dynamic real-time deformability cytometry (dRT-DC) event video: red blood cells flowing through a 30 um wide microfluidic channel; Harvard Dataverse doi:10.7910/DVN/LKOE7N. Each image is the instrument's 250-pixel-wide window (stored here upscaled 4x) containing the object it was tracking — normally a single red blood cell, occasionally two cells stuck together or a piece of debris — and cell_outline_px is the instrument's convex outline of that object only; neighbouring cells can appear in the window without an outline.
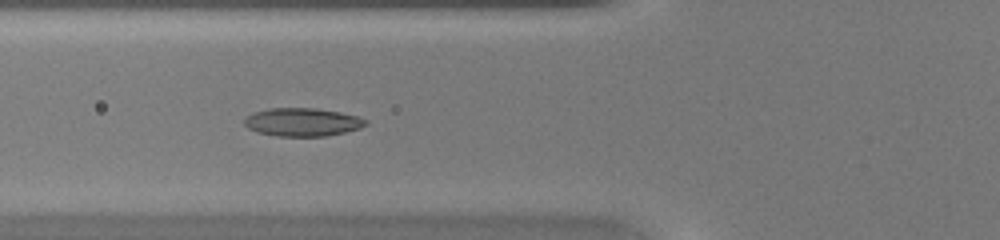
{"species": "common noctule bat (a hibernating species)", "species_latin": "Nyctalus noctula", "temperature_condition": "warm", "stored_images_in_passage": 44, "camera_frame_rate_fps": 3000, "um_per_image_px": 0.085, "animal": {"sex": "female", "body_mass_g": 20.0, "forearm_length_mm": 54.0}, "frame": {"image": 1, "passage_image": 17, "time_ms": 5.333, "image_size_px": [1000, 240], "cell_outline_px": [[368, 124], [360, 128], [328, 136], [276, 136], [256, 132], [248, 128], [244, 124], [244, 120], [248, 116], [256, 112], [268, 108], [316, 108], [340, 112], [356, 116], [368, 120]], "centroid_in_image_um": [25.72, 10.38], "position_along_channel_um": 100.1, "area_um2": 19.94}}
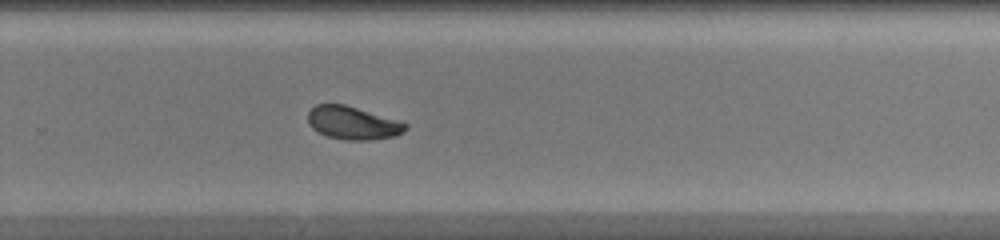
{"frame": {"image": 2, "passage_image": 30, "time_ms": 9.667, "image_size_px": [1000, 240], "cell_outline_px": [[408, 128], [396, 136], [372, 140], [348, 140], [328, 136], [312, 128], [308, 124], [308, 112], [316, 104], [344, 104], [400, 120], [408, 124]], "centroid_in_image_um": [30.02, 10.45], "position_along_channel_um": 299.8, "area_um2": 18.84}}
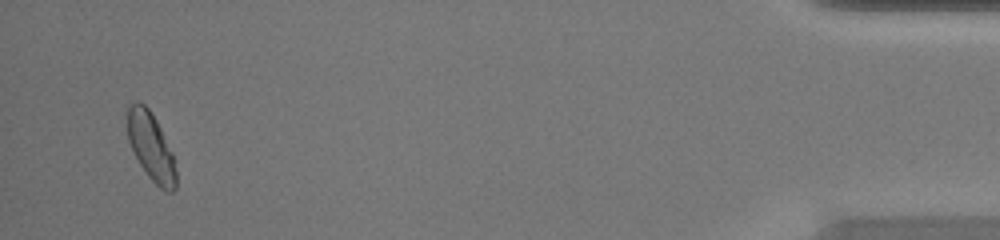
{"frame": {"image": 3, "passage_image": 43, "time_ms": 14.0, "image_size_px": [1000, 240], "cell_outline_px": [[176, 188], [172, 192], [168, 192], [160, 188], [148, 176], [140, 164], [128, 140], [128, 104], [136, 100], [140, 100], [148, 108], [156, 120], [172, 152], [176, 172]], "centroid_in_image_um": [12.83, 12.45], "position_along_channel_um": 422.4, "area_um2": 19.02}}